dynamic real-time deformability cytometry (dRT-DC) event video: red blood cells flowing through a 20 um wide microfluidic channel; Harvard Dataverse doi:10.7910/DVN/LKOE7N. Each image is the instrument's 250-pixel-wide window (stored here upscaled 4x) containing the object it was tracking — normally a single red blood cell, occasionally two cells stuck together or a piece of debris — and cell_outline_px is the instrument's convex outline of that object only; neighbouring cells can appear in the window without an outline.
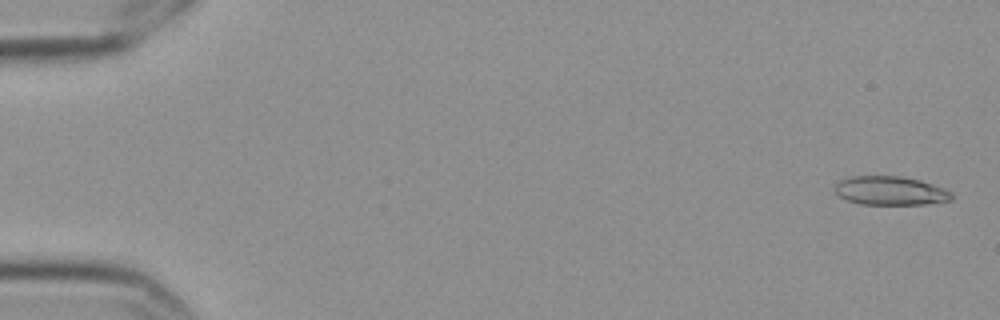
{"species": "Egyptian fruit bat (a non-hibernating species)", "species_latin": "Rousettus aegyptiacus", "temperature_condition": "cold", "stored_images_in_passage": 2, "segment_of_instrument_passage": [2, 2], "camera_frame_rate_fps": 3000, "um_per_image_px": 0.085, "frame": {"image": 1, "passage_image": 2, "time_ms": 0.333, "image_size_px": [1000, 320], "cell_outline_px": [[952, 200], [924, 204], [860, 204], [848, 200], [840, 196], [836, 192], [836, 184], [840, 180], [848, 176], [900, 176], [920, 180], [944, 188], [952, 192]], "centroid_in_image_um": [75.69, 16.2], "position_along_channel_um": 9.3, "area_um2": 19.48}}